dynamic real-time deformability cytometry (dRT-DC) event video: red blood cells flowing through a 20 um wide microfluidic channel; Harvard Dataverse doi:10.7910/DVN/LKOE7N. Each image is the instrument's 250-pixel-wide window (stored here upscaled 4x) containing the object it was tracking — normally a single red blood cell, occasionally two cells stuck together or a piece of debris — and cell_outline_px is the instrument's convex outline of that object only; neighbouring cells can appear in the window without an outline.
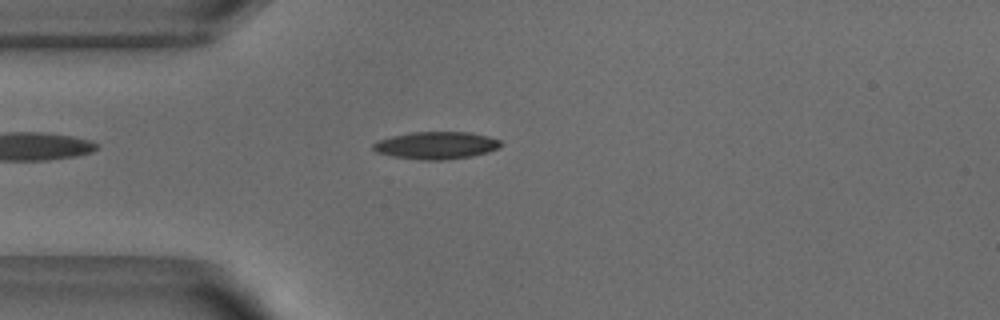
{"species": "common noctule bat (a hibernating species)", "species_latin": "Nyctalus noctula", "temperature_condition": "warm", "stored_images_in_passage": 39, "camera_frame_rate_fps": 3000, "um_per_image_px": 0.085, "animal": {"sex": "male", "body_mass_g": 18.8}, "frame": {"image": 1, "passage_image": 1, "time_ms": 0.0, "image_size_px": [1000, 320], "cell_outline_px": [[504, 144], [488, 152], [472, 156], [444, 160], [420, 160], [392, 156], [376, 152], [372, 148], [372, 144], [376, 140], [392, 136], [412, 132], [472, 132], [488, 136], [500, 140]], "centroid_in_image_um": [37.06, 12.35], "position_along_channel_um": 47.9, "area_um2": 20.52}}
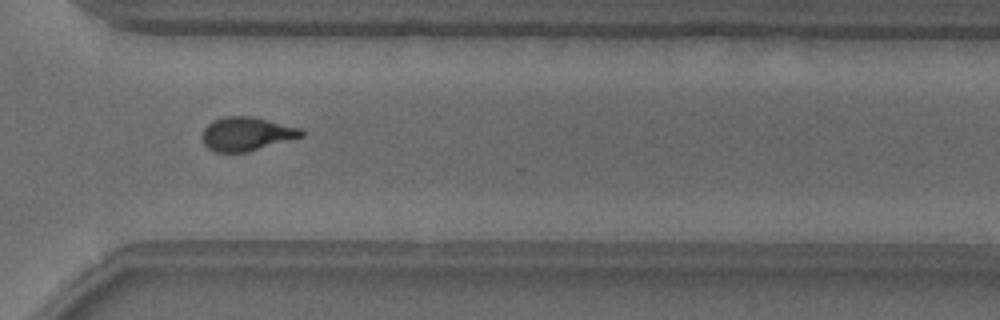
{"frame": {"image": 2, "passage_image": 25, "time_ms": 8.0, "image_size_px": [1000, 320], "cell_outline_px": [[304, 136], [248, 152], [216, 152], [208, 148], [204, 144], [200, 136], [204, 128], [208, 124], [224, 116], [252, 116], [300, 128], [304, 132]], "centroid_in_image_um": [20.94, 11.39], "position_along_channel_um": 349.7, "area_um2": 19.48}}
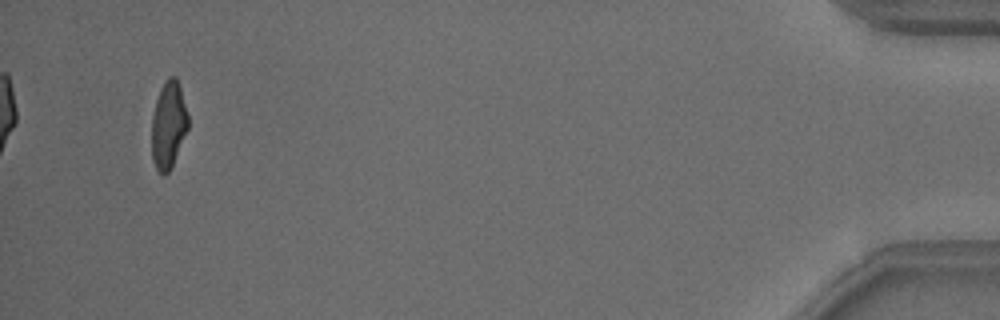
{"frame": {"image": 3, "passage_image": 37, "time_ms": 12.0, "image_size_px": [1000, 320], "cell_outline_px": [[188, 128], [172, 168], [164, 176], [156, 168], [152, 160], [152, 116], [156, 100], [160, 88], [164, 80], [168, 76], [176, 76], [180, 88], [188, 116]], "centroid_in_image_um": [14.31, 10.63], "position_along_channel_um": 420.9, "area_um2": 18.55}, "authors_computed_cell_mechanics": {"area_um2": 19.7676, "velocity_mm_per_s": 3.8784, "shape_relaxation_time_tau1_ms": 3.0262, "shape_relaxation_time_tau2_ms": 1.3905, "deformation_change_tau1": 0.1638, "deformation_change_tau2": 0.0883}}